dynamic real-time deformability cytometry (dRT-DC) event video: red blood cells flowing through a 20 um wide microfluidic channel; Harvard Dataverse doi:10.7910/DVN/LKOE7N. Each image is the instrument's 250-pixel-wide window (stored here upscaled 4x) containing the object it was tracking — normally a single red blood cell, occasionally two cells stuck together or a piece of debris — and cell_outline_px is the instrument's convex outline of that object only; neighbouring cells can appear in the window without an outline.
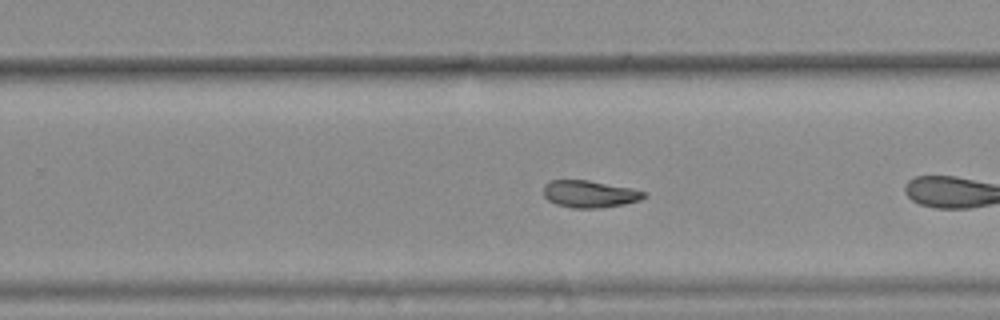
{"species": "common noctule bat (a hibernating species)", "species_latin": "Nyctalus noctula", "temperature_condition": "warm", "stored_images_in_passage": 30, "camera_frame_rate_fps": 3000, "um_per_image_px": 0.085, "animal": {"sex": "female", "body_mass_g": 25.1}, "frame": {"image": 1, "passage_image": 18, "time_ms": 5.667, "image_size_px": [1000, 320], "cell_outline_px": [[648, 196], [640, 200], [624, 204], [600, 208], [572, 208], [556, 204], [548, 200], [544, 196], [544, 184], [552, 180], [588, 180], [632, 188], [648, 192]], "centroid_in_image_um": [50.15, 16.49], "position_along_channel_um": 279.6, "area_um2": 16.01}, "authors_computed_cell_mechanics": {"area_um2": 16.1551, "velocity_mm_per_s": 3.7634, "shape_relaxation_time_tau1_ms": null, "shape_relaxation_time_tau2_ms": 1.9744, "deformation_change_tau1": null, "deformation_change_tau2": 0.0542}}